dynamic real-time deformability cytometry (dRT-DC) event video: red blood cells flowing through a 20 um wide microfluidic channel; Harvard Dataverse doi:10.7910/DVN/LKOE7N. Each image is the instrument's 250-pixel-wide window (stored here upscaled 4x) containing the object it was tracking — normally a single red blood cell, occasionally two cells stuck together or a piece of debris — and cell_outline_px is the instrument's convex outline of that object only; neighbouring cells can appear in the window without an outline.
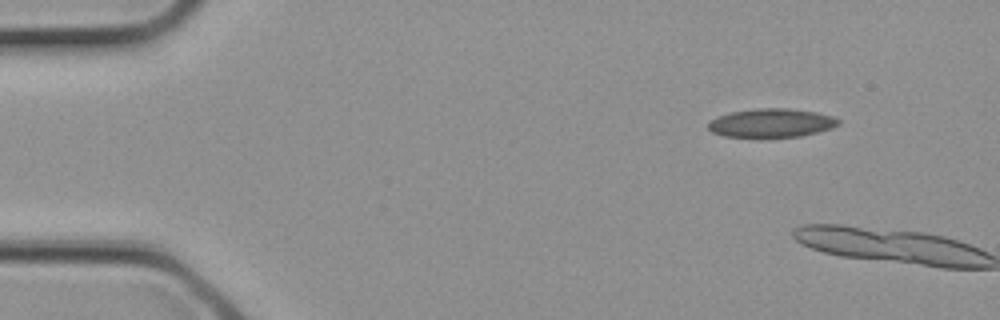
{"species": "common noctule bat (a hibernating species)", "species_latin": "Nyctalus noctula", "temperature_condition": "cold", "stored_images_in_passage": 2, "camera_frame_rate_fps": 3000, "um_per_image_px": 0.085, "animal": {"sex": "female", "body_mass_g": 21.9}, "frame": {"image": 1, "passage_image": 1, "time_ms": 0.0, "image_size_px": [1000, 320], "cell_outline_px": [[840, 124], [832, 128], [800, 136], [724, 136], [712, 132], [708, 128], [708, 120], [716, 116], [732, 112], [756, 108], [788, 108], [816, 112], [832, 116], [840, 120]], "centroid_in_image_um": [65.55, 10.43], "position_along_channel_um": 19.4, "area_um2": 21.56}}